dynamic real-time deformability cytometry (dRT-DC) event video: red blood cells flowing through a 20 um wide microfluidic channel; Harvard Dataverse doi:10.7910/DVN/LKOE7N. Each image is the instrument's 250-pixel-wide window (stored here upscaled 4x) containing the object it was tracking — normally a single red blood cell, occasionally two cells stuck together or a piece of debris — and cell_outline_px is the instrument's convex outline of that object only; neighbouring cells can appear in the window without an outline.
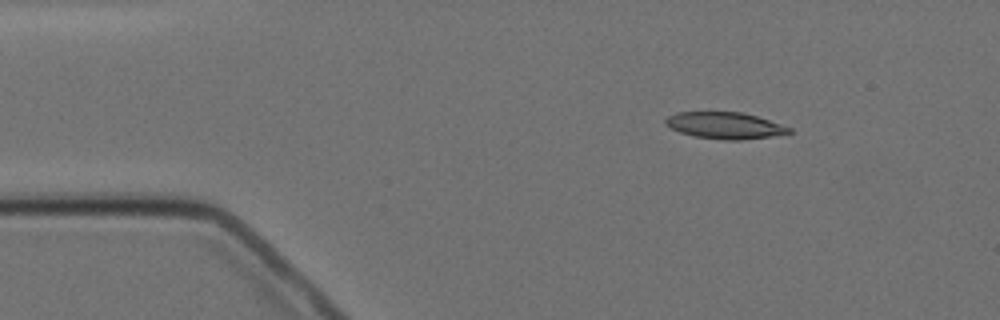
{"species": "Egyptian fruit bat (a non-hibernating species)", "species_latin": "Rousettus aegyptiacus", "temperature_condition": "cold", "stored_images_in_passage": 5, "camera_frame_rate_fps": 3000, "um_per_image_px": 0.085, "animal": {"sex": "female"}, "frame": {"image": 1, "passage_image": 3, "time_ms": 2.333, "image_size_px": [1000, 320], "cell_outline_px": [[792, 132], [772, 136], [740, 140], [724, 140], [696, 136], [680, 132], [664, 124], [664, 120], [668, 116], [676, 112], [740, 112], [756, 116], [792, 128]], "centroid_in_image_um": [61.59, 10.66], "position_along_channel_um": 23.4, "area_um2": 18.96}}